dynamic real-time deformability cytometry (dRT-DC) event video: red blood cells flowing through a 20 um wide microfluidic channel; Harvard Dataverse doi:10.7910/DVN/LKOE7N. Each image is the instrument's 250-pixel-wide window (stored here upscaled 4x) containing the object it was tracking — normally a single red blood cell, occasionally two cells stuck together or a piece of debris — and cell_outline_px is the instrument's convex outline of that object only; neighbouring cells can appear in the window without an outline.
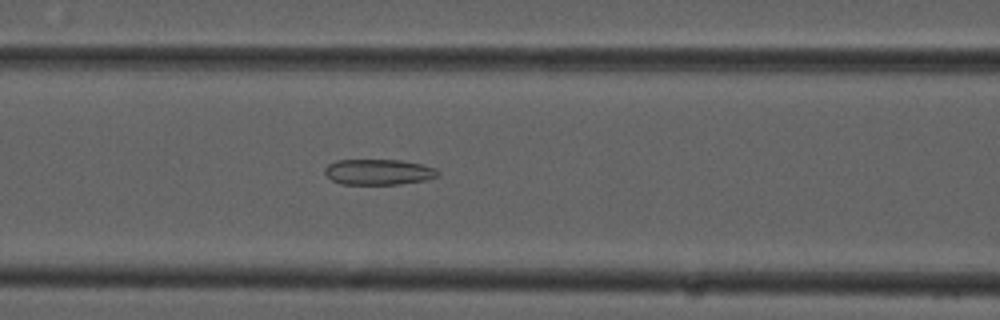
{"species": "common noctule bat (a hibernating species)", "species_latin": "Nyctalus noctula", "temperature_condition": "cold", "stored_images_in_passage": 53, "camera_frame_rate_fps": 3000, "um_per_image_px": 0.085, "animal": {"sex": "male", "forearm_length_mm": 52.5}, "frame": {"image": 1, "passage_image": 22, "time_ms": 7.0, "image_size_px": [1000, 320], "cell_outline_px": [[440, 172], [436, 176], [424, 180], [400, 184], [340, 184], [332, 180], [324, 172], [324, 168], [328, 164], [336, 160], [400, 160], [420, 164], [436, 168]], "centroid_in_image_um": [32.14, 14.61], "position_along_channel_um": 134.5, "area_um2": 16.82}}
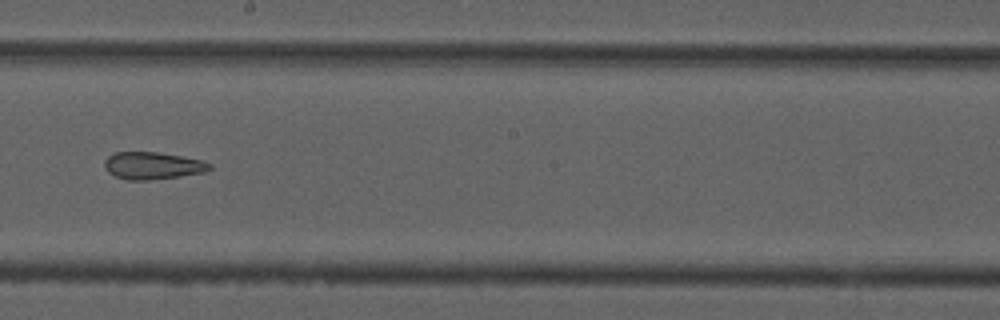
{"frame": {"image": 2, "passage_image": 30, "time_ms": 9.667, "image_size_px": [1000, 320], "cell_outline_px": [[212, 168], [204, 172], [180, 176], [148, 180], [128, 180], [116, 176], [108, 172], [104, 168], [104, 160], [108, 156], [116, 152], [156, 152], [180, 156], [200, 160], [212, 164]], "centroid_in_image_um": [12.95, 14.08], "position_along_channel_um": 235.3, "area_um2": 16.59}}
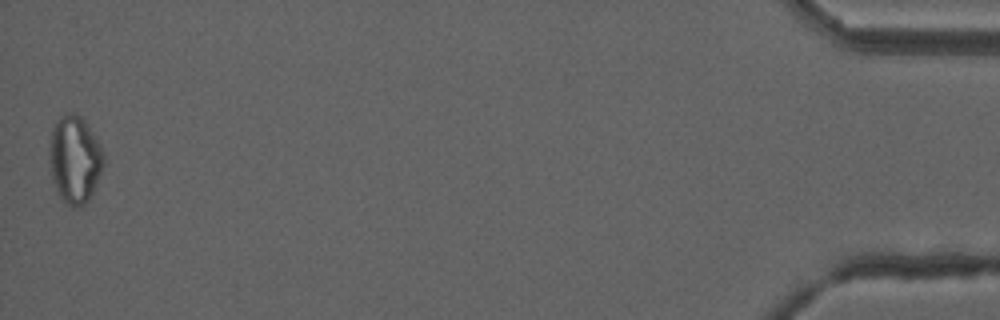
{"frame": {"image": 3, "passage_image": 53, "time_ms": 17.333, "image_size_px": [1000, 320], "cell_outline_px": [[104, 164], [92, 192], [88, 200], [80, 208], [72, 208], [56, 192], [52, 180], [52, 128], [56, 120], [64, 112], [76, 112], [84, 120], [96, 136], [104, 152]], "centroid_in_image_um": [6.39, 13.53], "position_along_channel_um": 428.8, "area_um2": 27.28}, "authors_computed_cell_mechanics": {"area_um2": 22.3108, "velocity_mm_per_s": 3.7887, "shape_relaxation_time_tau1_ms": null, "shape_relaxation_time_tau2_ms": 4.3125, "deformation_change_tau1": null, "deformation_change_tau2": 0.1301}}